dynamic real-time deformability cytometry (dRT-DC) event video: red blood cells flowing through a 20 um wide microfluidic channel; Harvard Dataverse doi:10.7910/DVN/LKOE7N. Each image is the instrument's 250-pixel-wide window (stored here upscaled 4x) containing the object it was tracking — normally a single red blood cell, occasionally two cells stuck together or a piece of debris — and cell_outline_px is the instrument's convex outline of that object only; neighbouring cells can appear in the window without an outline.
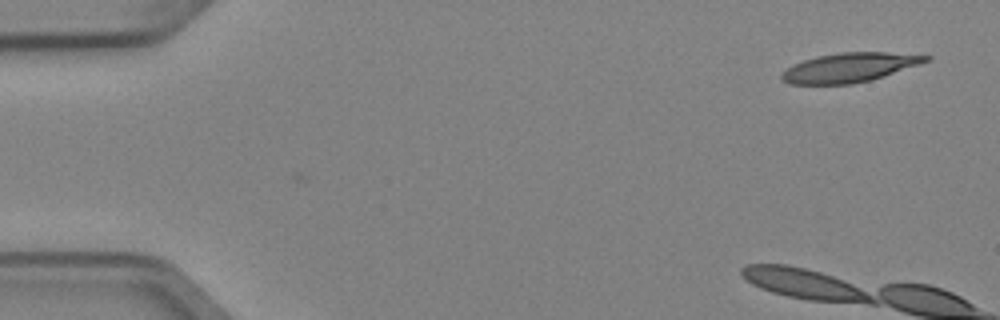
{"species": "Egyptian fruit bat (a non-hibernating species)", "species_latin": "Rousettus aegyptiacus", "temperature_condition": "cold", "stored_images_in_passage": 10, "camera_frame_rate_fps": 3000, "um_per_image_px": 0.085, "animal": {"sex": "female"}, "frame": {"image": 1, "passage_image": 1, "time_ms": 0.0, "image_size_px": [1000, 320], "cell_outline_px": [[932, 60], [872, 80], [852, 84], [788, 84], [780, 80], [780, 72], [792, 64], [816, 56], [840, 52], [888, 52], [932, 56]], "centroid_in_image_um": [72.17, 5.74], "position_along_channel_um": 12.8, "area_um2": 24.91}}
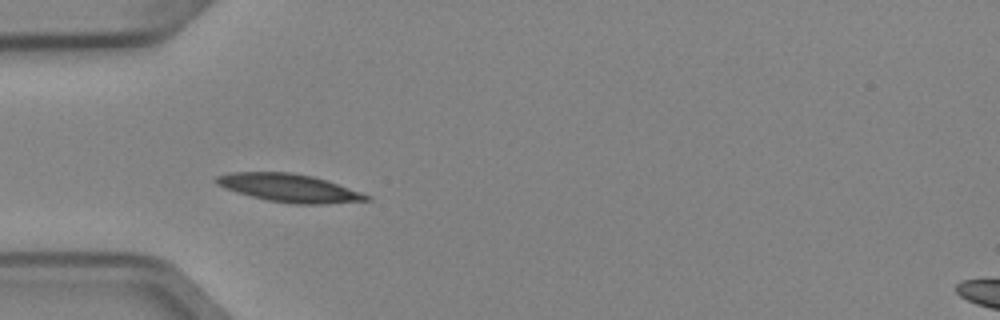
{"frame": {"image": 2, "passage_image": 6, "time_ms": 1.667, "image_size_px": [1000, 320], "cell_outline_px": [[372, 200], [324, 204], [292, 204], [268, 200], [236, 192], [224, 188], [216, 184], [212, 180], [216, 176], [228, 172], [292, 172], [312, 176], [372, 196]], "centroid_in_image_um": [24.53, 15.97], "position_along_channel_um": 60.5, "area_um2": 24.51}}
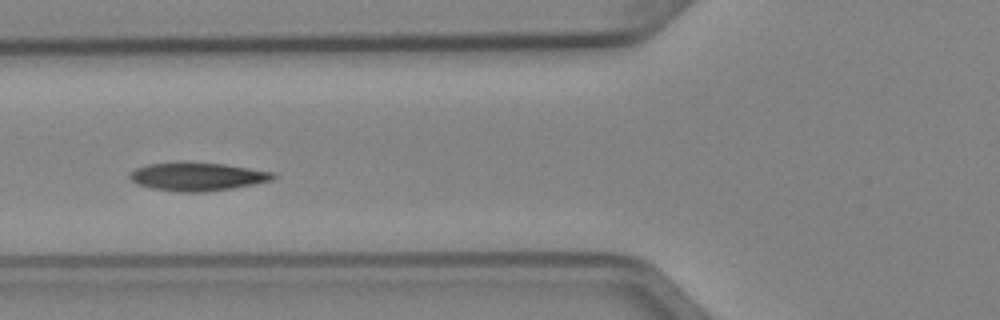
{"frame": {"image": 3, "passage_image": 7, "time_ms": 2.0, "image_size_px": [1000, 320], "cell_outline_px": [[276, 176], [272, 180], [232, 188], [208, 192], [180, 192], [152, 188], [136, 184], [128, 176], [136, 168], [148, 164], [224, 164], [276, 172]], "centroid_in_image_um": [16.82, 15.04], "position_along_channel_um": 109.0, "area_um2": 22.95}}